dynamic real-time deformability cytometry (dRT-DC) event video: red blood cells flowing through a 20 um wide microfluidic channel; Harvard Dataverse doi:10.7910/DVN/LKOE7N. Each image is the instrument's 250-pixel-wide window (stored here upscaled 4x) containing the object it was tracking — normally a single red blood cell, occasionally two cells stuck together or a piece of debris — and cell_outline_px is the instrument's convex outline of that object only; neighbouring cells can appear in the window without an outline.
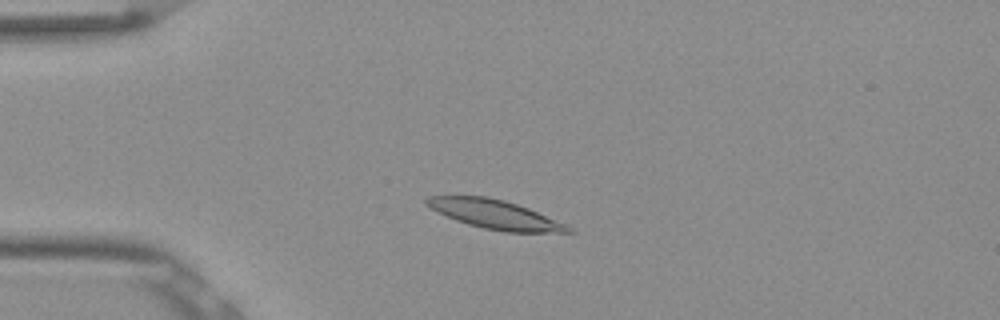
{"species": "Egyptian fruit bat (a non-hibernating species)", "species_latin": "Rousettus aegyptiacus", "temperature_condition": "room temperature", "stored_images_in_passage": 49, "camera_frame_rate_fps": 3000, "um_per_image_px": 0.085, "frame": {"image": 1, "passage_image": 9, "time_ms": 2.667, "image_size_px": [1000, 320], "cell_outline_px": [[576, 232], [504, 232], [484, 228], [468, 224], [456, 220], [424, 204], [424, 200], [428, 196], [488, 196], [504, 200], [528, 208], [564, 224], [572, 228]], "centroid_in_image_um": [42.06, 18.22], "position_along_channel_um": 42.9, "area_um2": 23.47}}
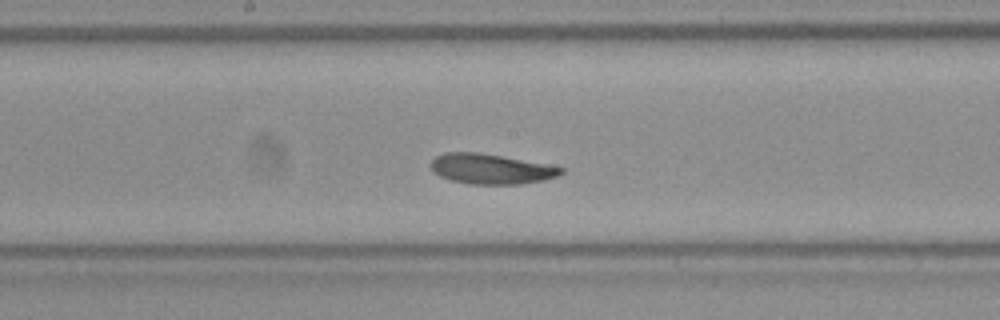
{"frame": {"image": 2, "passage_image": 24, "time_ms": 7.667, "image_size_px": [1000, 320], "cell_outline_px": [[564, 172], [556, 176], [544, 180], [520, 184], [468, 184], [452, 180], [440, 176], [432, 172], [428, 164], [436, 156], [444, 152], [480, 152], [544, 164], [564, 168]], "centroid_in_image_um": [41.66, 14.36], "position_along_channel_um": 206.5, "area_um2": 22.83}}
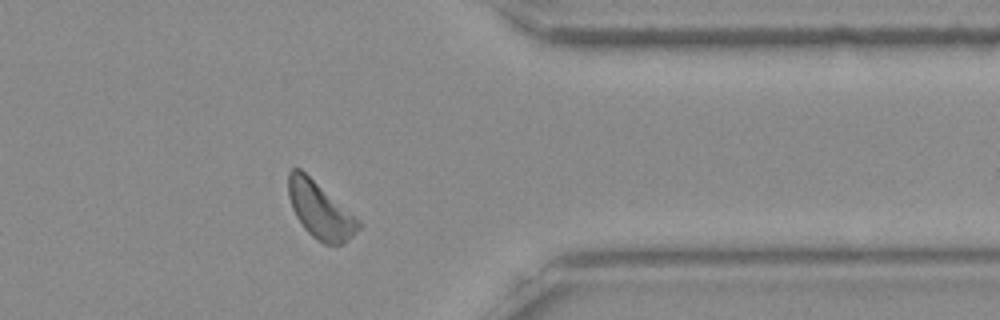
{"frame": {"image": 3, "passage_image": 39, "time_ms": 12.667, "image_size_px": [1000, 320], "cell_outline_px": [[364, 224], [344, 244], [324, 244], [316, 240], [304, 228], [296, 216], [292, 208], [288, 196], [288, 172], [292, 168], [300, 168]], "centroid_in_image_um": [27.2, 17.88], "position_along_channel_um": 384.2, "area_um2": 22.89}, "authors_computed_cell_mechanics": {"area_um2": 23.2356, "velocity_mm_per_s": 3.7967, "shape_relaxation_time_tau1_ms": 5.5719, "shape_relaxation_time_tau2_ms": 6.1947, "deformation_change_tau1": 0.1274, "deformation_change_tau2": 0.1447}}